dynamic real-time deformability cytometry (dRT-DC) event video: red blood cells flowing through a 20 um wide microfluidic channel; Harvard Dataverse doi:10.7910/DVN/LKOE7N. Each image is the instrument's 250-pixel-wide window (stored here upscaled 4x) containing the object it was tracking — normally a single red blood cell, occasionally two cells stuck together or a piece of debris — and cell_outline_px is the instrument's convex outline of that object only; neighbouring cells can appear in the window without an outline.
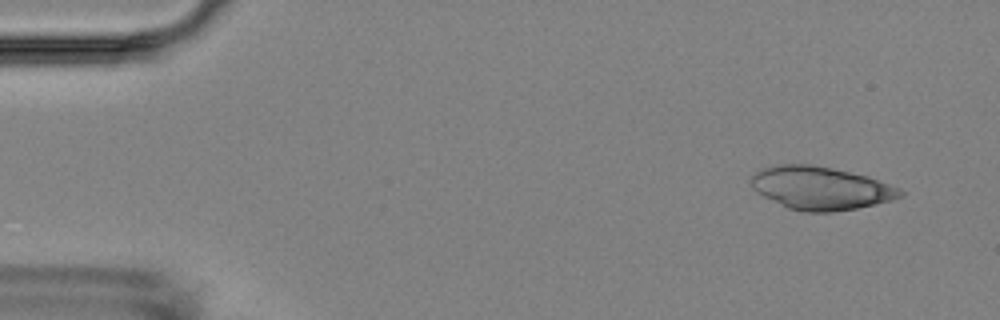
{"species": "Egyptian fruit bat (a non-hibernating species)", "species_latin": "Rousettus aegyptiacus", "temperature_condition": "room temperature", "stored_images_in_passage": 4, "camera_frame_rate_fps": 3000, "um_per_image_px": 0.085, "animal": {"sex": "female"}, "frame": {"image": 1, "passage_image": 1, "time_ms": 0.0, "image_size_px": [1000, 320], "cell_outline_px": [[904, 196], [856, 208], [832, 212], [804, 212], [788, 208], [756, 192], [752, 188], [752, 176], [756, 172], [764, 168], [780, 164], [812, 164], [832, 168], [868, 176], [900, 188], [904, 192]], "centroid_in_image_um": [69.76, 15.98], "position_along_channel_um": 15.2, "area_um2": 37.11}}